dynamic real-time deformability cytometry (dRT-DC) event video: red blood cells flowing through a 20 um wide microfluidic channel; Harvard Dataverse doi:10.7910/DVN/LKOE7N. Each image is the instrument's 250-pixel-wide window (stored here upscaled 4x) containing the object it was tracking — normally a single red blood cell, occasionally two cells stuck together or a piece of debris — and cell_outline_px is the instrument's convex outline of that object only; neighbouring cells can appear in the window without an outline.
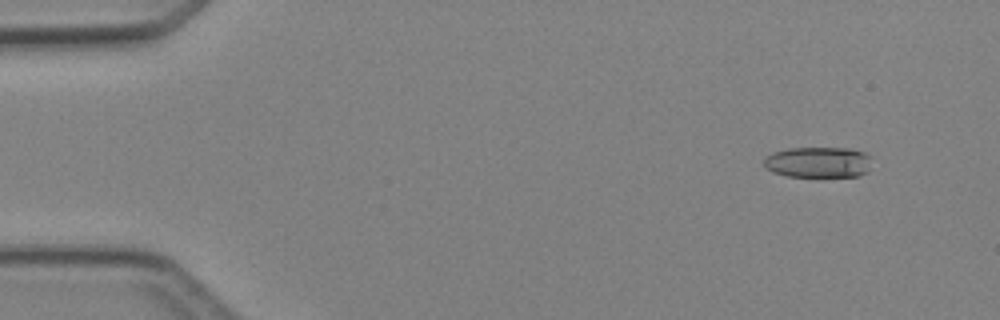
{"species": "Egyptian fruit bat (a non-hibernating species)", "species_latin": "Rousettus aegyptiacus", "temperature_condition": "cold", "stored_images_in_passage": 5, "camera_frame_rate_fps": 3000, "um_per_image_px": 0.085, "animal": {"sex": "female"}, "frame": {"image": 1, "passage_image": 1, "time_ms": 0.0, "image_size_px": [1000, 320], "cell_outline_px": [[872, 156], [868, 172], [860, 176], [788, 176], [772, 172], [764, 164], [764, 156], [772, 152], [788, 148], [852, 148], [864, 152]], "centroid_in_image_um": [69.58, 13.78], "position_along_channel_um": 15.4, "area_um2": 19.59}}
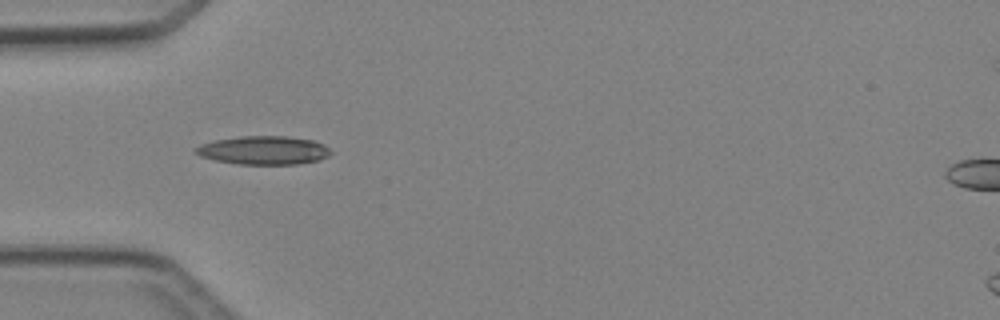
{"frame": {"image": 2, "passage_image": 4, "time_ms": 3.667, "image_size_px": [1000, 320], "cell_outline_px": [[332, 152], [328, 156], [316, 160], [296, 164], [240, 164], [216, 160], [200, 156], [192, 152], [192, 148], [200, 144], [216, 140], [240, 136], [288, 136], [312, 140], [324, 144]], "centroid_in_image_um": [22.36, 12.76], "position_along_channel_um": 62.6, "area_um2": 22.43}}
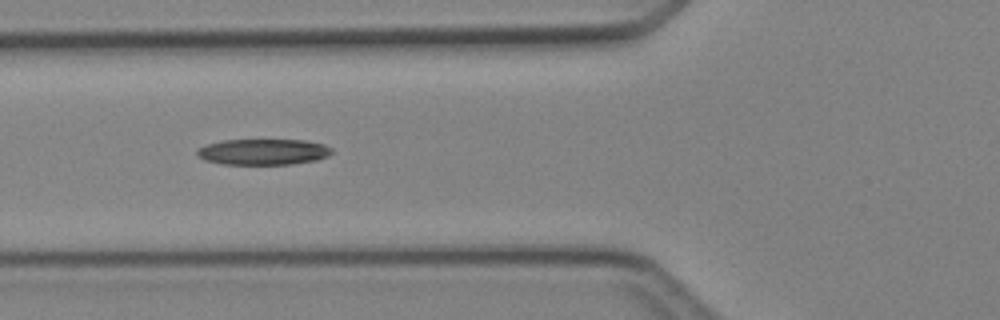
{"frame": {"image": 3, "passage_image": 5, "time_ms": 4.667, "image_size_px": [1000, 320], "cell_outline_px": [[332, 152], [328, 156], [316, 160], [292, 164], [220, 164], [204, 160], [196, 156], [196, 148], [208, 144], [224, 140], [304, 140], [324, 144], [332, 148]], "centroid_in_image_um": [22.34, 12.91], "position_along_channel_um": 103.5, "area_um2": 20.46}}